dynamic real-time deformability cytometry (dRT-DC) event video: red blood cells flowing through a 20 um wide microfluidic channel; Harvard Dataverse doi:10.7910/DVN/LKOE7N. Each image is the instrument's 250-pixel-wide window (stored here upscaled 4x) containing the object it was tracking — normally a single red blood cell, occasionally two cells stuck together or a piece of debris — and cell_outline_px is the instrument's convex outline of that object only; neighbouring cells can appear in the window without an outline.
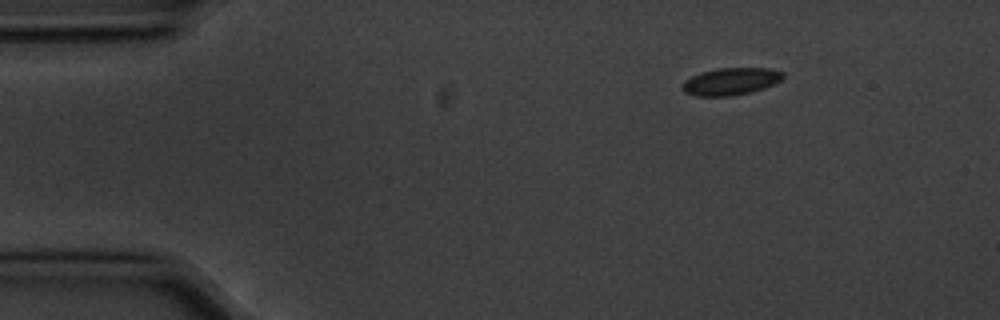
{"species": "common noctule bat (a hibernating species)", "species_latin": "Nyctalus noctula", "temperature_condition": "cold", "stored_images_in_passage": 5, "segment_of_instrument_passage": [2, 2], "camera_frame_rate_fps": 3000, "um_per_image_px": 0.085, "animal": {"sex": "male", "body_mass_g": 20.1, "forearm_length_mm": 53.5}, "frame": {"image": 1, "passage_image": 5, "time_ms": 1.333, "image_size_px": [1000, 320], "cell_outline_px": [[784, 76], [780, 80], [764, 88], [732, 96], [696, 96], [684, 92], [680, 88], [680, 84], [684, 80], [700, 72], [716, 68], [768, 68], [784, 72]], "centroid_in_image_um": [62.05, 6.92], "position_along_channel_um": 23.0, "area_um2": 16.07}}